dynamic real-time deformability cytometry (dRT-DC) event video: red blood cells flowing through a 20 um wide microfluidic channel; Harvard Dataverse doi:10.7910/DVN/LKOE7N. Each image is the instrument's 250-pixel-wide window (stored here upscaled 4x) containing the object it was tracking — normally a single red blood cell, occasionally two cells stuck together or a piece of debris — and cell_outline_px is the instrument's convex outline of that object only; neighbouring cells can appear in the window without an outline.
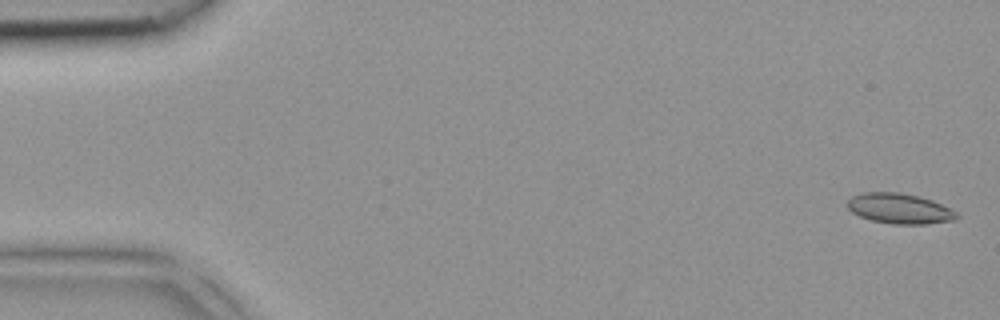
{"species": "common noctule bat (a hibernating species)", "species_latin": "Nyctalus noctula", "temperature_condition": "room temperature", "stored_images_in_passage": 5, "camera_frame_rate_fps": 3000, "um_per_image_px": 0.085, "animal": {"sex": "female", "body_mass_g": 18.4}, "frame": {"image": 1, "passage_image": 1, "time_ms": 0.0, "image_size_px": [1000, 320], "cell_outline_px": [[960, 216], [956, 220], [924, 224], [892, 224], [872, 220], [860, 216], [852, 212], [848, 208], [848, 200], [852, 196], [860, 192], [900, 192], [920, 196], [932, 200], [956, 212]], "centroid_in_image_um": [76.46, 17.72], "position_along_channel_um": 8.5, "area_um2": 19.31}}